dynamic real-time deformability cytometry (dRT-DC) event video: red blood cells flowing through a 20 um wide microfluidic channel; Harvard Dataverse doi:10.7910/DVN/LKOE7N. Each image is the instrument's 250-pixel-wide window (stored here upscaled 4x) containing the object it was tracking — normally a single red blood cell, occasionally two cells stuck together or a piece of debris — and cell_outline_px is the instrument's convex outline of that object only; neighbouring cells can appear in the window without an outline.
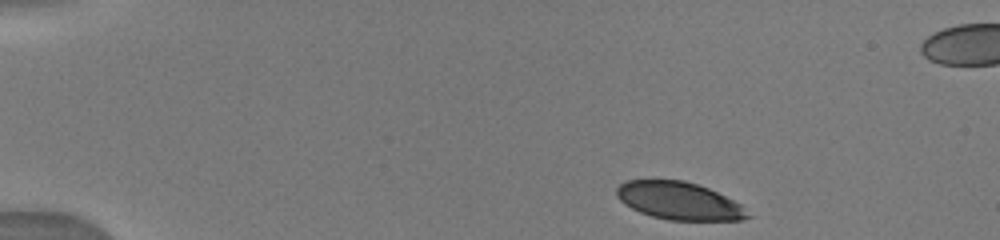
{"species": "human", "species_latin": "Homo sapiens", "temperature_condition": "warm", "stored_images_in_passage": 16, "camera_frame_rate_fps": 3000, "um_per_image_px": 0.085, "donor": {"sex": "male"}, "frame": {"image": 1, "passage_image": 1, "time_ms": 0.0, "image_size_px": [1000, 240], "cell_outline_px": [[752, 216], [740, 220], [668, 220], [652, 216], [640, 212], [624, 204], [616, 196], [616, 188], [620, 184], [628, 180], [684, 180], [708, 188], [740, 204]], "centroid_in_image_um": [57.69, 17.07], "position_along_channel_um": 27.3, "area_um2": 28.55}}
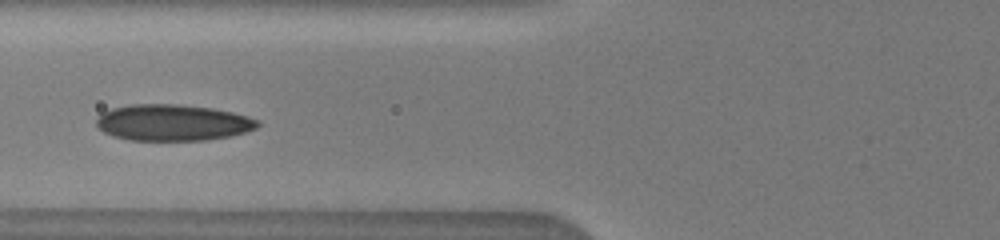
{"frame": {"image": 2, "passage_image": 9, "time_ms": 4.333, "image_size_px": [1000, 240], "cell_outline_px": [[260, 124], [256, 128], [232, 136], [204, 140], [132, 140], [112, 136], [104, 132], [96, 124], [96, 120], [100, 112], [112, 108], [132, 104], [176, 104], [212, 108], [232, 112], [248, 116], [260, 120]], "centroid_in_image_um": [14.68, 10.42], "position_along_channel_um": 111.1, "area_um2": 34.22}}
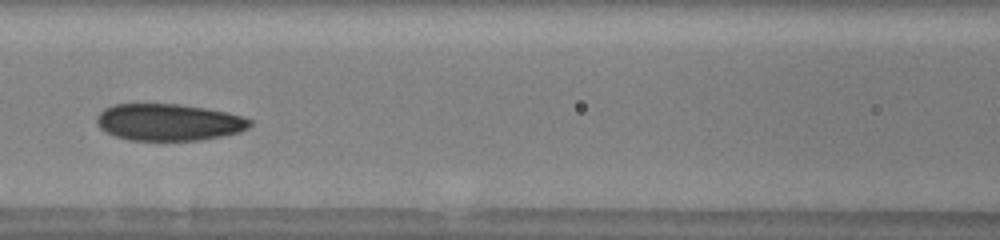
{"frame": {"image": 3, "passage_image": 11, "time_ms": 5.333, "image_size_px": [1000, 240], "cell_outline_px": [[252, 124], [248, 128], [240, 132], [200, 140], [128, 140], [104, 132], [96, 124], [96, 116], [104, 108], [112, 104], [176, 104], [204, 108], [228, 112], [252, 120]], "centroid_in_image_um": [14.3, 10.39], "position_along_channel_um": 152.3, "area_um2": 32.95}}